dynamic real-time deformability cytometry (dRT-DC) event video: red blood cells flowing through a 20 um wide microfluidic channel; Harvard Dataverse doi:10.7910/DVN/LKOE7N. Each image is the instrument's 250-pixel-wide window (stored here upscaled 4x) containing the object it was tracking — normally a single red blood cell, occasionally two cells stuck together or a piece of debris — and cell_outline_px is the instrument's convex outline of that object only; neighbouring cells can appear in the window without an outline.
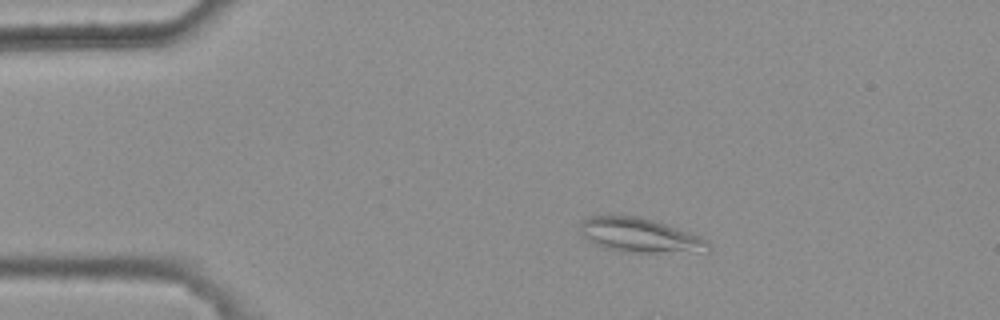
{"species": "common noctule bat (a hibernating species)", "species_latin": "Nyctalus noctula", "temperature_condition": "warm", "stored_images_in_passage": 8, "segment_of_instrument_passage": [1, 2], "camera_frame_rate_fps": 3000, "um_per_image_px": 0.085, "animal": {"sex": "female", "body_mass_g": 25.1}, "frame": {"image": 1, "passage_image": 1, "time_ms": 0.0, "image_size_px": [1000, 320], "cell_outline_px": [[712, 252], [620, 252], [604, 248], [588, 240], [580, 232], [580, 224], [588, 216], [640, 216], [688, 232], [708, 240]], "centroid_in_image_um": [54.4, 20.02], "position_along_channel_um": 30.6, "area_um2": 25.49}}